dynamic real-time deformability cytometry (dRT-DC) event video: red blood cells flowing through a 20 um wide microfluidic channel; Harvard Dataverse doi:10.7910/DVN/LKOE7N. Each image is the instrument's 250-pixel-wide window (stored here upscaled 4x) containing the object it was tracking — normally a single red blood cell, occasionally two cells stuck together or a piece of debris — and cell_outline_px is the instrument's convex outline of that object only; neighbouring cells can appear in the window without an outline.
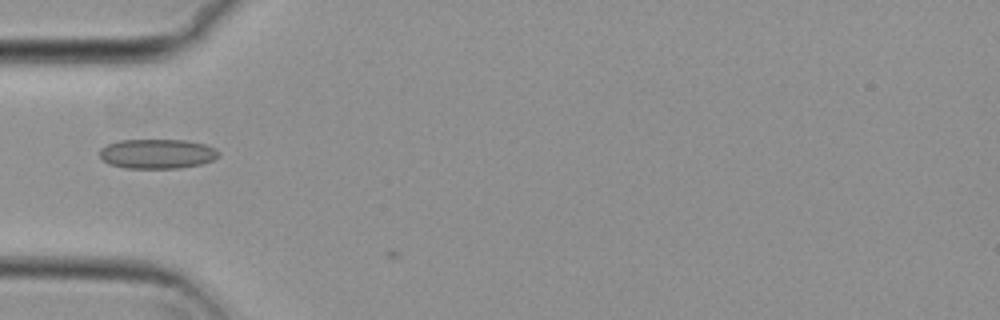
{"species": "common noctule bat (a hibernating species)", "species_latin": "Nyctalus noctula", "temperature_condition": "cold", "stored_images_in_passage": 5, "camera_frame_rate_fps": 3000, "um_per_image_px": 0.085, "animal": {"sex": "female", "body_mass_g": 29.2, "forearm_length_mm": 56.3}, "frame": {"image": 1, "passage_image": 3, "time_ms": 0.667, "image_size_px": [1000, 320], "cell_outline_px": [[220, 156], [212, 160], [200, 164], [180, 168], [124, 168], [108, 164], [100, 156], [100, 148], [108, 144], [120, 140], [184, 140], [204, 144], [216, 148], [220, 152]], "centroid_in_image_um": [13.37, 13.07], "position_along_channel_um": 71.6, "area_um2": 20.58}}